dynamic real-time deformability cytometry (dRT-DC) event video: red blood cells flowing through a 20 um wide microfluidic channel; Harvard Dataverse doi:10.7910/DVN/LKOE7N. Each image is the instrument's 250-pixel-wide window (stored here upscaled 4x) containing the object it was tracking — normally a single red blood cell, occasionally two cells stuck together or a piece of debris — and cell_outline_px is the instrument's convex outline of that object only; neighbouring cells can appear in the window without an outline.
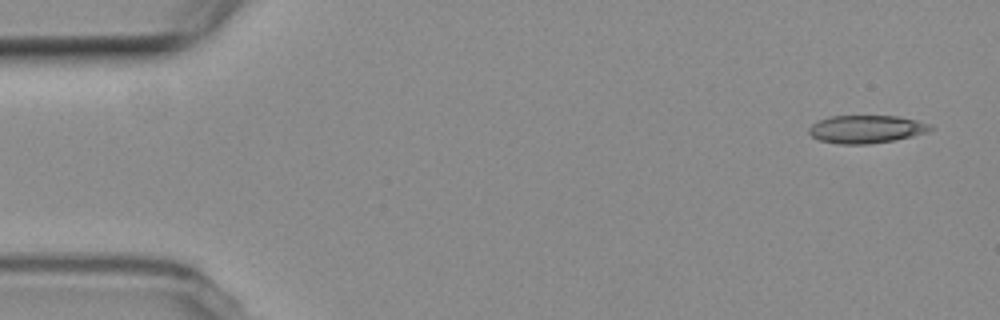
{"species": "common noctule bat (a hibernating species)", "species_latin": "Nyctalus noctula", "temperature_condition": "room temperature", "stored_images_in_passage": 5, "camera_frame_rate_fps": 3000, "um_per_image_px": 0.085, "animal": {"sex": "female", "body_mass_g": 19.3, "forearm_length_mm": 54.1}, "frame": {"image": 1, "passage_image": 1, "time_ms": 0.0, "image_size_px": [1000, 320], "cell_outline_px": [[936, 128], [928, 132], [896, 140], [868, 144], [840, 144], [820, 140], [812, 136], [808, 132], [808, 128], [812, 124], [828, 116], [896, 116], [916, 120], [932, 124]], "centroid_in_image_um": [73.67, 10.98], "position_along_channel_um": 11.3, "area_um2": 19.88}}
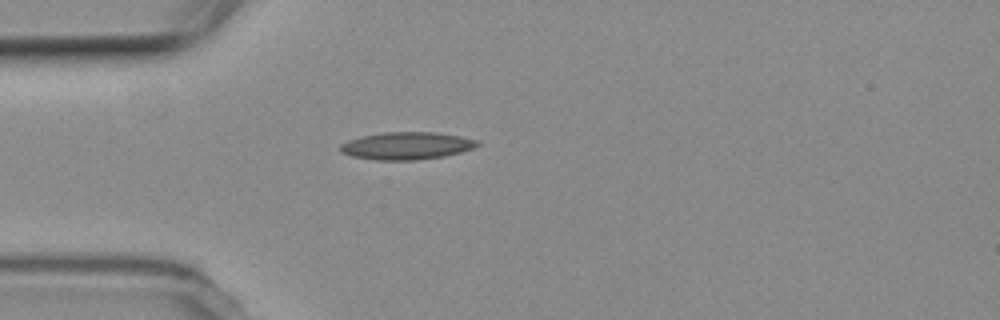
{"frame": {"image": 2, "passage_image": 4, "time_ms": 4.333, "image_size_px": [1000, 320], "cell_outline_px": [[480, 144], [472, 148], [460, 152], [444, 156], [416, 160], [376, 160], [352, 156], [340, 152], [340, 144], [348, 140], [360, 136], [384, 132], [436, 132], [460, 136], [476, 140]], "centroid_in_image_um": [34.52, 12.39], "position_along_channel_um": 50.5, "area_um2": 21.91}}